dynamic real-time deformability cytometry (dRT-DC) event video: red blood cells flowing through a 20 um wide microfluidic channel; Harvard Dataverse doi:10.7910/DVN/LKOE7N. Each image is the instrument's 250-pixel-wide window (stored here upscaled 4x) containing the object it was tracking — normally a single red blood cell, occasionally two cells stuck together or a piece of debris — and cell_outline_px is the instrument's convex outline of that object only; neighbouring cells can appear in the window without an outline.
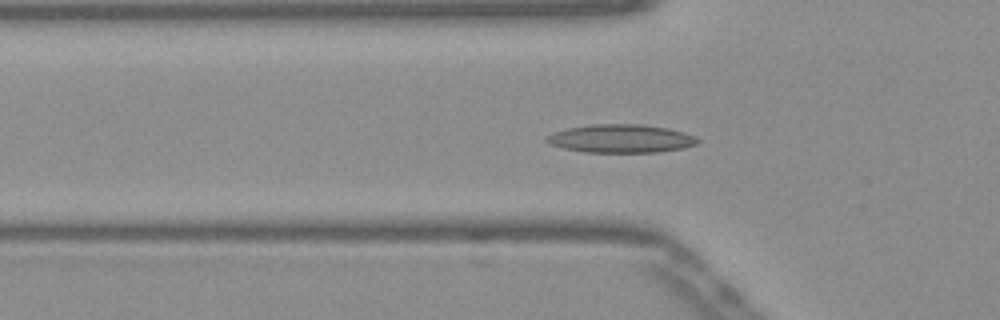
{"species": "Egyptian fruit bat (a non-hibernating species)", "species_latin": "Rousettus aegyptiacus", "temperature_condition": "warm", "stored_images_in_passage": 37, "camera_frame_rate_fps": 3000, "um_per_image_px": 0.085, "frame": {"image": 1, "passage_image": 2, "time_ms": 0.333, "image_size_px": [1000, 320], "cell_outline_px": [[700, 140], [696, 144], [684, 148], [660, 152], [584, 152], [564, 148], [552, 144], [544, 140], [544, 136], [552, 132], [568, 128], [588, 124], [640, 124], [668, 128], [684, 132], [696, 136]], "centroid_in_image_um": [52.78, 11.77], "position_along_channel_um": 73.0, "area_um2": 25.09}}
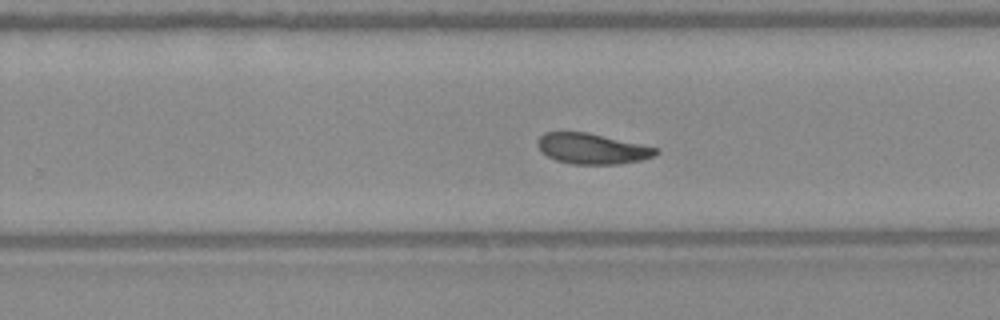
{"frame": {"image": 2, "passage_image": 18, "time_ms": 5.667, "image_size_px": [1000, 320], "cell_outline_px": [[660, 152], [652, 156], [640, 160], [616, 164], [572, 164], [556, 160], [540, 152], [536, 144], [536, 140], [544, 132], [588, 132], [640, 144], [656, 148]], "centroid_in_image_um": [50.26, 12.63], "position_along_channel_um": 279.5, "area_um2": 20.98}}
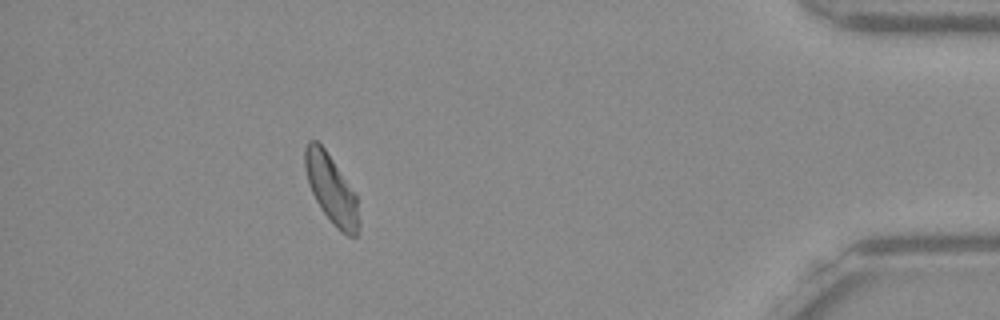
{"frame": {"image": 3, "passage_image": 32, "time_ms": 10.333, "image_size_px": [1000, 320], "cell_outline_px": [[360, 228], [356, 236], [348, 236], [340, 232], [332, 224], [320, 208], [312, 192], [304, 168], [304, 148], [308, 140], [316, 140], [324, 148], [356, 192], [360, 224]], "centroid_in_image_um": [28.18, 16.1], "position_along_channel_um": 407.0, "area_um2": 21.85}, "authors_computed_cell_mechanics": {"area_um2": 21.5594, "velocity_mm_per_s": 3.8589, "shape_relaxation_time_tau1_ms": 8.3903, "shape_relaxation_time_tau2_ms": 1.9482, "deformation_change_tau1": 0.201, "deformation_change_tau2": 0.08}}